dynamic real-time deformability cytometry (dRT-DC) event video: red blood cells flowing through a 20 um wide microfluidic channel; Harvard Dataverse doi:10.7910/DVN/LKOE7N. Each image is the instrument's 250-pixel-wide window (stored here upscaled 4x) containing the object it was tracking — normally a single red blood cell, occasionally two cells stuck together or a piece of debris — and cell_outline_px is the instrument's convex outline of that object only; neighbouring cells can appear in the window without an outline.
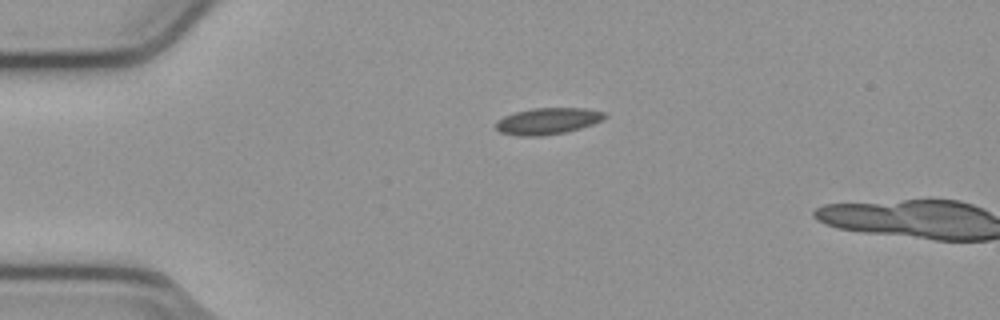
{"species": "common noctule bat (a hibernating species)", "species_latin": "Nyctalus noctula", "temperature_condition": "cold", "stored_images_in_passage": 3, "camera_frame_rate_fps": 3000, "um_per_image_px": 0.085, "animal": {"sex": "male", "body_mass_g": 23.1, "forearm_length_mm": 52.7}, "frame": {"image": 1, "passage_image": 1, "time_ms": 0.0, "image_size_px": [1000, 320], "cell_outline_px": [[608, 116], [592, 124], [580, 128], [564, 132], [540, 136], [516, 136], [500, 132], [496, 128], [496, 124], [504, 116], [516, 112], [532, 108], [584, 108], [604, 112]], "centroid_in_image_um": [46.55, 10.29], "position_along_channel_um": 38.5, "area_um2": 16.59}}